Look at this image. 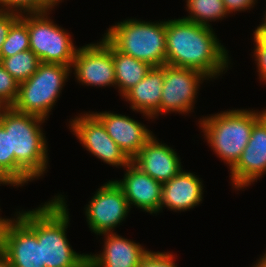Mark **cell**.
<instances>
[{
    "instance_id": "6da1fadb",
    "label": "cell",
    "mask_w": 266,
    "mask_h": 267,
    "mask_svg": "<svg viewBox=\"0 0 266 267\" xmlns=\"http://www.w3.org/2000/svg\"><path fill=\"white\" fill-rule=\"evenodd\" d=\"M212 27L183 18L166 21V64L217 78L230 65L228 51Z\"/></svg>"
},
{
    "instance_id": "7a4b0ae2",
    "label": "cell",
    "mask_w": 266,
    "mask_h": 267,
    "mask_svg": "<svg viewBox=\"0 0 266 267\" xmlns=\"http://www.w3.org/2000/svg\"><path fill=\"white\" fill-rule=\"evenodd\" d=\"M16 216L37 236L45 267H88V254L76 253L67 239L69 211L63 195L54 196L32 210Z\"/></svg>"
},
{
    "instance_id": "3957f363",
    "label": "cell",
    "mask_w": 266,
    "mask_h": 267,
    "mask_svg": "<svg viewBox=\"0 0 266 267\" xmlns=\"http://www.w3.org/2000/svg\"><path fill=\"white\" fill-rule=\"evenodd\" d=\"M45 120L36 115L18 112L12 107L0 108V125L10 133V154H14L16 186H23L46 173L49 158L41 126Z\"/></svg>"
},
{
    "instance_id": "277c9868",
    "label": "cell",
    "mask_w": 266,
    "mask_h": 267,
    "mask_svg": "<svg viewBox=\"0 0 266 267\" xmlns=\"http://www.w3.org/2000/svg\"><path fill=\"white\" fill-rule=\"evenodd\" d=\"M265 114L266 109L261 112L252 109L222 111L202 117L199 126L211 149L231 170L247 146L253 126Z\"/></svg>"
},
{
    "instance_id": "5b68a950",
    "label": "cell",
    "mask_w": 266,
    "mask_h": 267,
    "mask_svg": "<svg viewBox=\"0 0 266 267\" xmlns=\"http://www.w3.org/2000/svg\"><path fill=\"white\" fill-rule=\"evenodd\" d=\"M103 36L118 51L152 67L166 64V21L127 19L108 28Z\"/></svg>"
},
{
    "instance_id": "8992f818",
    "label": "cell",
    "mask_w": 266,
    "mask_h": 267,
    "mask_svg": "<svg viewBox=\"0 0 266 267\" xmlns=\"http://www.w3.org/2000/svg\"><path fill=\"white\" fill-rule=\"evenodd\" d=\"M71 72L72 68L63 64L41 62L29 79L19 83L18 95L11 107L47 119Z\"/></svg>"
},
{
    "instance_id": "52a82bcc",
    "label": "cell",
    "mask_w": 266,
    "mask_h": 267,
    "mask_svg": "<svg viewBox=\"0 0 266 267\" xmlns=\"http://www.w3.org/2000/svg\"><path fill=\"white\" fill-rule=\"evenodd\" d=\"M49 11L23 13L20 18L27 24L30 50L43 63H58L72 67L77 47L71 35L56 25Z\"/></svg>"
},
{
    "instance_id": "ba28073f",
    "label": "cell",
    "mask_w": 266,
    "mask_h": 267,
    "mask_svg": "<svg viewBox=\"0 0 266 267\" xmlns=\"http://www.w3.org/2000/svg\"><path fill=\"white\" fill-rule=\"evenodd\" d=\"M209 79L202 72L165 64L160 111L153 118L168 112H192L200 83Z\"/></svg>"
},
{
    "instance_id": "9c48e42d",
    "label": "cell",
    "mask_w": 266,
    "mask_h": 267,
    "mask_svg": "<svg viewBox=\"0 0 266 267\" xmlns=\"http://www.w3.org/2000/svg\"><path fill=\"white\" fill-rule=\"evenodd\" d=\"M87 223L96 235L113 232L131 209L122 189L115 181L103 184L86 205Z\"/></svg>"
},
{
    "instance_id": "30bf717a",
    "label": "cell",
    "mask_w": 266,
    "mask_h": 267,
    "mask_svg": "<svg viewBox=\"0 0 266 267\" xmlns=\"http://www.w3.org/2000/svg\"><path fill=\"white\" fill-rule=\"evenodd\" d=\"M76 80L87 86H115L113 45L103 36L100 42L79 47L72 64Z\"/></svg>"
},
{
    "instance_id": "8fae6325",
    "label": "cell",
    "mask_w": 266,
    "mask_h": 267,
    "mask_svg": "<svg viewBox=\"0 0 266 267\" xmlns=\"http://www.w3.org/2000/svg\"><path fill=\"white\" fill-rule=\"evenodd\" d=\"M69 128L77 136L80 144L104 163L115 167H125L131 162L107 134L105 126L93 112L89 111L83 115L76 116L70 121Z\"/></svg>"
},
{
    "instance_id": "7c38bea8",
    "label": "cell",
    "mask_w": 266,
    "mask_h": 267,
    "mask_svg": "<svg viewBox=\"0 0 266 267\" xmlns=\"http://www.w3.org/2000/svg\"><path fill=\"white\" fill-rule=\"evenodd\" d=\"M15 217L7 218L1 231V250L11 267H45L37 236Z\"/></svg>"
},
{
    "instance_id": "4fadbf2b",
    "label": "cell",
    "mask_w": 266,
    "mask_h": 267,
    "mask_svg": "<svg viewBox=\"0 0 266 267\" xmlns=\"http://www.w3.org/2000/svg\"><path fill=\"white\" fill-rule=\"evenodd\" d=\"M230 171L232 186L237 190L266 173V114L253 126L247 146Z\"/></svg>"
},
{
    "instance_id": "5bb4252c",
    "label": "cell",
    "mask_w": 266,
    "mask_h": 267,
    "mask_svg": "<svg viewBox=\"0 0 266 267\" xmlns=\"http://www.w3.org/2000/svg\"><path fill=\"white\" fill-rule=\"evenodd\" d=\"M126 172L122 180H114L122 189L131 208L149 212L150 214L161 211L162 183L143 172L132 161L126 165Z\"/></svg>"
},
{
    "instance_id": "9a60e30c",
    "label": "cell",
    "mask_w": 266,
    "mask_h": 267,
    "mask_svg": "<svg viewBox=\"0 0 266 267\" xmlns=\"http://www.w3.org/2000/svg\"><path fill=\"white\" fill-rule=\"evenodd\" d=\"M105 126L107 134L132 160L154 134L144 124L111 111L93 113Z\"/></svg>"
},
{
    "instance_id": "2e32d148",
    "label": "cell",
    "mask_w": 266,
    "mask_h": 267,
    "mask_svg": "<svg viewBox=\"0 0 266 267\" xmlns=\"http://www.w3.org/2000/svg\"><path fill=\"white\" fill-rule=\"evenodd\" d=\"M131 161L162 184L170 181L183 170L175 149L160 143L154 135Z\"/></svg>"
},
{
    "instance_id": "e0dca14e",
    "label": "cell",
    "mask_w": 266,
    "mask_h": 267,
    "mask_svg": "<svg viewBox=\"0 0 266 267\" xmlns=\"http://www.w3.org/2000/svg\"><path fill=\"white\" fill-rule=\"evenodd\" d=\"M104 249L100 254H88V267H139L148 253L143 246L116 232L103 233Z\"/></svg>"
},
{
    "instance_id": "ac0fdd59",
    "label": "cell",
    "mask_w": 266,
    "mask_h": 267,
    "mask_svg": "<svg viewBox=\"0 0 266 267\" xmlns=\"http://www.w3.org/2000/svg\"><path fill=\"white\" fill-rule=\"evenodd\" d=\"M202 180L190 171L181 170L170 181L162 184L161 210L187 211L202 203Z\"/></svg>"
},
{
    "instance_id": "d6986e66",
    "label": "cell",
    "mask_w": 266,
    "mask_h": 267,
    "mask_svg": "<svg viewBox=\"0 0 266 267\" xmlns=\"http://www.w3.org/2000/svg\"><path fill=\"white\" fill-rule=\"evenodd\" d=\"M163 80L164 65L152 67L145 77L122 97L130 102L133 111L141 112L147 119H151L160 111Z\"/></svg>"
},
{
    "instance_id": "ffe728a7",
    "label": "cell",
    "mask_w": 266,
    "mask_h": 267,
    "mask_svg": "<svg viewBox=\"0 0 266 267\" xmlns=\"http://www.w3.org/2000/svg\"><path fill=\"white\" fill-rule=\"evenodd\" d=\"M113 63L115 86L118 87L121 96L141 81L152 68L148 63L118 51L114 46Z\"/></svg>"
},
{
    "instance_id": "44dd1931",
    "label": "cell",
    "mask_w": 266,
    "mask_h": 267,
    "mask_svg": "<svg viewBox=\"0 0 266 267\" xmlns=\"http://www.w3.org/2000/svg\"><path fill=\"white\" fill-rule=\"evenodd\" d=\"M186 2L189 15L183 19L203 26L212 27L209 21L223 20L229 15L223 0H186Z\"/></svg>"
},
{
    "instance_id": "7402d4cb",
    "label": "cell",
    "mask_w": 266,
    "mask_h": 267,
    "mask_svg": "<svg viewBox=\"0 0 266 267\" xmlns=\"http://www.w3.org/2000/svg\"><path fill=\"white\" fill-rule=\"evenodd\" d=\"M6 71L19 83L29 79L38 69L41 61L31 50L0 60Z\"/></svg>"
},
{
    "instance_id": "603a6c76",
    "label": "cell",
    "mask_w": 266,
    "mask_h": 267,
    "mask_svg": "<svg viewBox=\"0 0 266 267\" xmlns=\"http://www.w3.org/2000/svg\"><path fill=\"white\" fill-rule=\"evenodd\" d=\"M27 50H30L29 32L27 24L19 17L9 29L0 52V60Z\"/></svg>"
},
{
    "instance_id": "cb8c5ba5",
    "label": "cell",
    "mask_w": 266,
    "mask_h": 267,
    "mask_svg": "<svg viewBox=\"0 0 266 267\" xmlns=\"http://www.w3.org/2000/svg\"><path fill=\"white\" fill-rule=\"evenodd\" d=\"M18 89L19 82L0 63V107H11L17 98Z\"/></svg>"
},
{
    "instance_id": "d4e9b609",
    "label": "cell",
    "mask_w": 266,
    "mask_h": 267,
    "mask_svg": "<svg viewBox=\"0 0 266 267\" xmlns=\"http://www.w3.org/2000/svg\"><path fill=\"white\" fill-rule=\"evenodd\" d=\"M0 172L14 182V154H10V133L0 125Z\"/></svg>"
},
{
    "instance_id": "484cf974",
    "label": "cell",
    "mask_w": 266,
    "mask_h": 267,
    "mask_svg": "<svg viewBox=\"0 0 266 267\" xmlns=\"http://www.w3.org/2000/svg\"><path fill=\"white\" fill-rule=\"evenodd\" d=\"M174 258L176 257L169 252H153L150 250L142 258L139 267H177Z\"/></svg>"
},
{
    "instance_id": "4316f807",
    "label": "cell",
    "mask_w": 266,
    "mask_h": 267,
    "mask_svg": "<svg viewBox=\"0 0 266 267\" xmlns=\"http://www.w3.org/2000/svg\"><path fill=\"white\" fill-rule=\"evenodd\" d=\"M254 54L259 79L266 82V42L254 31Z\"/></svg>"
},
{
    "instance_id": "83f0119b",
    "label": "cell",
    "mask_w": 266,
    "mask_h": 267,
    "mask_svg": "<svg viewBox=\"0 0 266 267\" xmlns=\"http://www.w3.org/2000/svg\"><path fill=\"white\" fill-rule=\"evenodd\" d=\"M0 10L19 14L36 12V0H0Z\"/></svg>"
},
{
    "instance_id": "f1b7e54d",
    "label": "cell",
    "mask_w": 266,
    "mask_h": 267,
    "mask_svg": "<svg viewBox=\"0 0 266 267\" xmlns=\"http://www.w3.org/2000/svg\"><path fill=\"white\" fill-rule=\"evenodd\" d=\"M21 14L13 11L0 10V52L3 43L8 35L12 24L20 17Z\"/></svg>"
},
{
    "instance_id": "f546056e",
    "label": "cell",
    "mask_w": 266,
    "mask_h": 267,
    "mask_svg": "<svg viewBox=\"0 0 266 267\" xmlns=\"http://www.w3.org/2000/svg\"><path fill=\"white\" fill-rule=\"evenodd\" d=\"M228 14L236 11H245L254 7L256 0H223Z\"/></svg>"
},
{
    "instance_id": "4dcf8cb0",
    "label": "cell",
    "mask_w": 266,
    "mask_h": 267,
    "mask_svg": "<svg viewBox=\"0 0 266 267\" xmlns=\"http://www.w3.org/2000/svg\"><path fill=\"white\" fill-rule=\"evenodd\" d=\"M62 0H36V12L51 11Z\"/></svg>"
},
{
    "instance_id": "1f68e13d",
    "label": "cell",
    "mask_w": 266,
    "mask_h": 267,
    "mask_svg": "<svg viewBox=\"0 0 266 267\" xmlns=\"http://www.w3.org/2000/svg\"><path fill=\"white\" fill-rule=\"evenodd\" d=\"M0 267H11L9 260L5 253L0 249Z\"/></svg>"
},
{
    "instance_id": "d6a6232c",
    "label": "cell",
    "mask_w": 266,
    "mask_h": 267,
    "mask_svg": "<svg viewBox=\"0 0 266 267\" xmlns=\"http://www.w3.org/2000/svg\"><path fill=\"white\" fill-rule=\"evenodd\" d=\"M0 184L16 186L15 183L2 172H0Z\"/></svg>"
},
{
    "instance_id": "836d02e7",
    "label": "cell",
    "mask_w": 266,
    "mask_h": 267,
    "mask_svg": "<svg viewBox=\"0 0 266 267\" xmlns=\"http://www.w3.org/2000/svg\"><path fill=\"white\" fill-rule=\"evenodd\" d=\"M255 32L266 42V26H258Z\"/></svg>"
},
{
    "instance_id": "e575fe53",
    "label": "cell",
    "mask_w": 266,
    "mask_h": 267,
    "mask_svg": "<svg viewBox=\"0 0 266 267\" xmlns=\"http://www.w3.org/2000/svg\"><path fill=\"white\" fill-rule=\"evenodd\" d=\"M252 267H266V252L263 254V256L260 257L258 261H256V264H254Z\"/></svg>"
},
{
    "instance_id": "d590c367",
    "label": "cell",
    "mask_w": 266,
    "mask_h": 267,
    "mask_svg": "<svg viewBox=\"0 0 266 267\" xmlns=\"http://www.w3.org/2000/svg\"><path fill=\"white\" fill-rule=\"evenodd\" d=\"M5 220H6V218L0 217V249H1V231H2V227H3Z\"/></svg>"
},
{
    "instance_id": "8d00e7d4",
    "label": "cell",
    "mask_w": 266,
    "mask_h": 267,
    "mask_svg": "<svg viewBox=\"0 0 266 267\" xmlns=\"http://www.w3.org/2000/svg\"><path fill=\"white\" fill-rule=\"evenodd\" d=\"M259 26H266V12H265V15H264V20L261 24H259Z\"/></svg>"
}]
</instances>
